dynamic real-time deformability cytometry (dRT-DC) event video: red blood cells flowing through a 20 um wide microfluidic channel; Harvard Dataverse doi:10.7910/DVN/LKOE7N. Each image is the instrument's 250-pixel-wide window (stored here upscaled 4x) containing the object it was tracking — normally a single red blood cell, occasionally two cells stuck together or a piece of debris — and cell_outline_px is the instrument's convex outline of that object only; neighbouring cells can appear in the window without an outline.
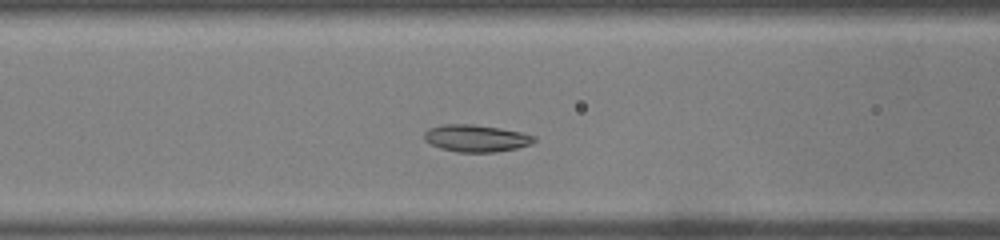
{"species": "common noctule bat (a hibernating species)", "species_latin": "Nyctalus noctula", "temperature_condition": "warm", "stored_images_in_passage": 41, "camera_frame_rate_fps": 3000, "um_per_image_px": 0.085, "animal": {"sex": "male", "body_mass_g": 19.0, "forearm_length_mm": 50.8}, "frame": {"image": 1, "passage_image": 12, "time_ms": 3.667, "image_size_px": [1000, 240], "cell_outline_px": [[536, 140], [532, 144], [516, 148], [496, 152], [456, 152], [440, 148], [424, 140], [424, 132], [428, 128], [444, 124], [472, 124], [500, 128], [524, 132], [536, 136]], "centroid_in_image_um": [40.49, 11.75], "position_along_channel_um": 126.1, "area_um2": 17.51}}
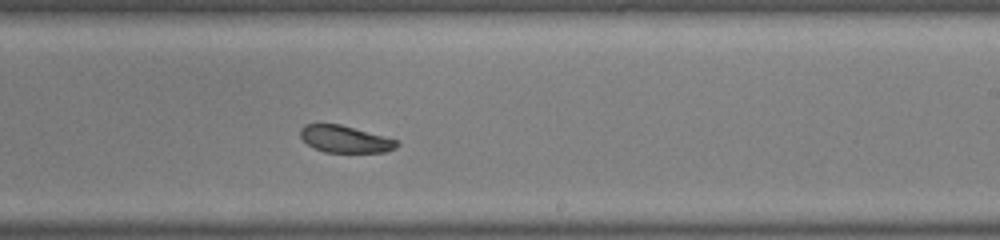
{"frame": {"image": 2, "passage_image": 22, "time_ms": 7.0, "image_size_px": [1000, 240], "cell_outline_px": [[400, 144], [396, 148], [384, 152], [324, 152], [312, 148], [300, 136], [300, 128], [304, 124], [340, 124], [384, 136], [396, 140]], "centroid_in_image_um": [29.31, 11.83], "position_along_channel_um": 259.7, "area_um2": 15.14}}
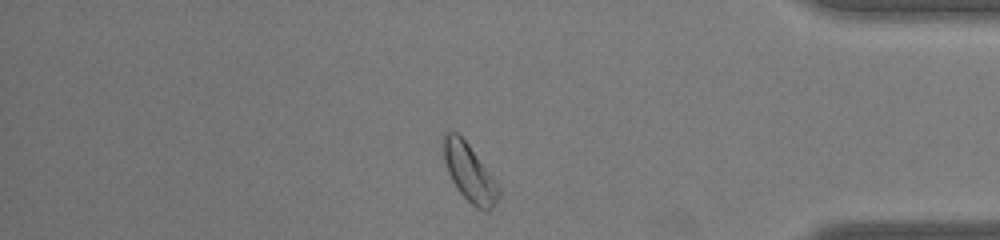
{"frame": {"image": 3, "passage_image": 34, "time_ms": 11.0, "image_size_px": [1000, 240], "cell_outline_px": [[500, 196], [492, 208], [488, 212], [484, 212], [476, 208], [460, 192], [452, 180], [448, 172], [444, 160], [444, 136], [448, 132], [456, 132], [468, 144], [492, 176], [500, 188]], "centroid_in_image_um": [39.93, 14.74], "position_along_channel_um": 395.3, "area_um2": 18.03}}